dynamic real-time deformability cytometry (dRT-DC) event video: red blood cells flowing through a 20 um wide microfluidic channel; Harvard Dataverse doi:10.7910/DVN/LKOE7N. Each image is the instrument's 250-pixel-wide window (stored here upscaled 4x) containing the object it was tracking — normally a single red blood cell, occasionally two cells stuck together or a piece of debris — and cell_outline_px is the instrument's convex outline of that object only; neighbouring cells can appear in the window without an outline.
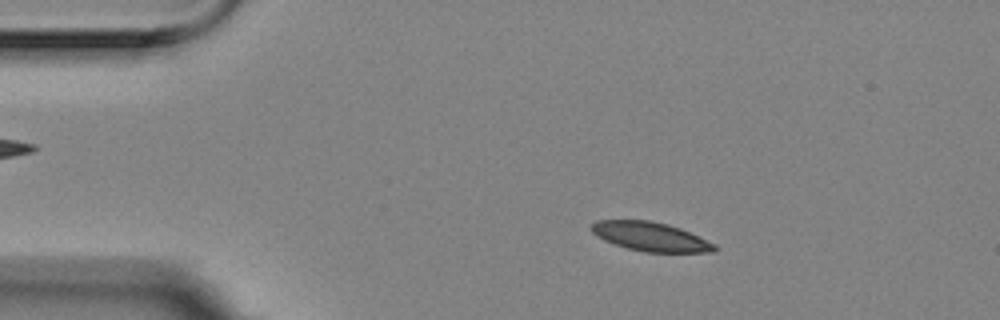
{"species": "Egyptian fruit bat (a non-hibernating species)", "species_latin": "Rousettus aegyptiacus", "temperature_condition": "room temperature", "stored_images_in_passage": 56, "camera_frame_rate_fps": 3000, "um_per_image_px": 0.085, "animal": {"sex": "female"}, "frame": {"image": 1, "passage_image": 9, "time_ms": 2.667, "image_size_px": [1000, 320], "cell_outline_px": [[716, 252], [644, 252], [628, 248], [604, 240], [592, 232], [592, 224], [596, 220], [648, 220], [668, 224], [680, 228], [716, 244]], "centroid_in_image_um": [55.32, 20.11], "position_along_channel_um": 29.7, "area_um2": 20.63}}
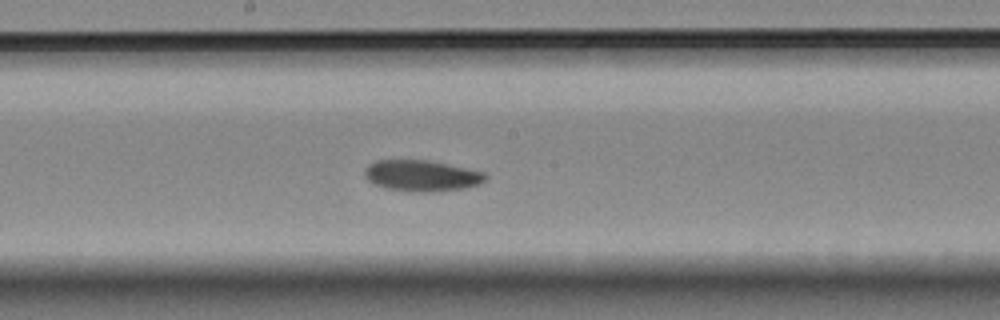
{"frame": {"image": 2, "passage_image": 29, "time_ms": 9.333, "image_size_px": [1000, 320], "cell_outline_px": [[488, 176], [480, 184], [464, 188], [432, 192], [408, 192], [388, 188], [376, 184], [368, 180], [364, 176], [364, 168], [368, 164], [376, 160], [428, 160], [448, 164], [484, 172]], "centroid_in_image_um": [35.83, 14.93], "position_along_channel_um": 212.4, "area_um2": 21.96}}
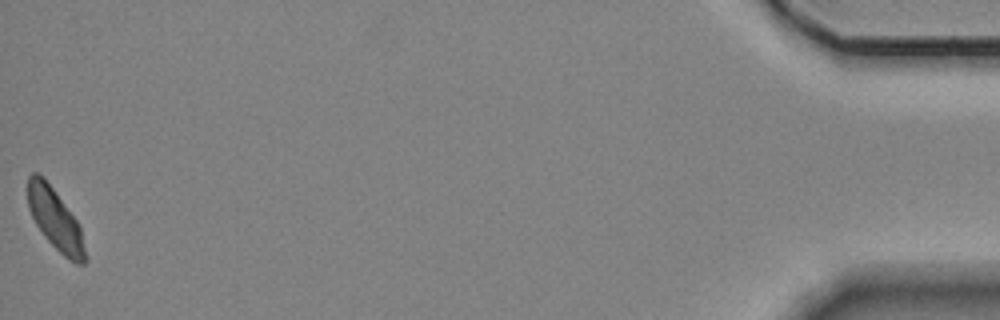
{"frame": {"image": 3, "passage_image": 56, "time_ms": 18.333, "image_size_px": [1000, 320], "cell_outline_px": [[88, 260], [84, 264], [76, 264], [68, 260], [44, 236], [36, 224], [28, 208], [28, 176], [32, 172], [36, 172], [44, 176], [76, 220], [80, 228]], "centroid_in_image_um": [4.7, 18.66], "position_along_channel_um": 430.5, "area_um2": 20.35}}